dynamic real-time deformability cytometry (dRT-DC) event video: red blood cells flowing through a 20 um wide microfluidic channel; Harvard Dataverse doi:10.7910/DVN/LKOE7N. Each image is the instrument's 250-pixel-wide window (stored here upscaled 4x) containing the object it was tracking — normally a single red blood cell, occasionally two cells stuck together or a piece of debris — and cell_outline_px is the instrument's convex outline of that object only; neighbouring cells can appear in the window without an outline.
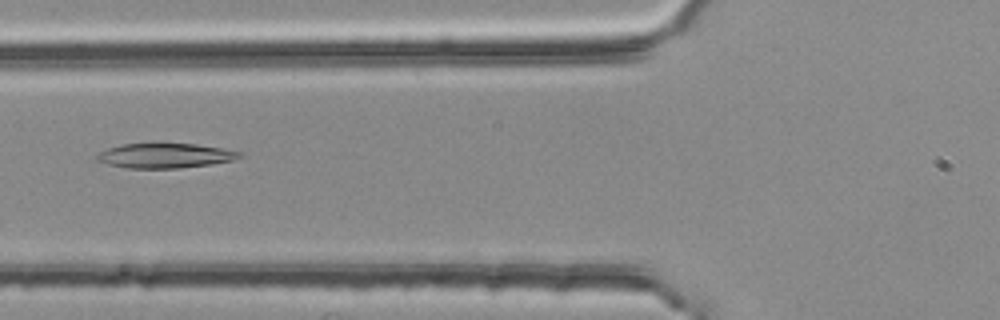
{"species": "common noctule bat (a hibernating species)", "species_latin": "Nyctalus noctula", "temperature_condition": "room temperature", "stored_images_in_passage": 50, "camera_frame_rate_fps": 3000, "um_per_image_px": 0.085, "animal": {"sex": "female", "body_mass_g": 25.1}, "frame": {"image": 1, "passage_image": 17, "time_ms": 5.333, "image_size_px": [1000, 320], "cell_outline_px": [[244, 156], [232, 160], [212, 164], [180, 168], [124, 168], [108, 164], [96, 160], [96, 156], [100, 152], [108, 148], [120, 144], [196, 144], [220, 148], [240, 152]], "centroid_in_image_um": [14.01, 13.24], "position_along_channel_um": 111.8, "area_um2": 20.4}}
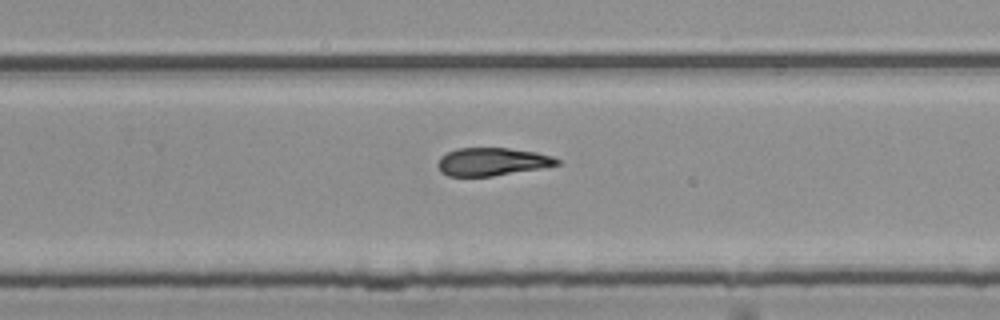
{"frame": {"image": 2, "passage_image": 31, "time_ms": 10.0, "image_size_px": [1000, 320], "cell_outline_px": [[560, 164], [540, 168], [492, 176], [448, 176], [440, 172], [436, 164], [440, 156], [456, 148], [508, 148], [536, 152], [552, 156], [560, 160]], "centroid_in_image_um": [41.79, 13.74], "position_along_channel_um": 288.0, "area_um2": 19.42}}
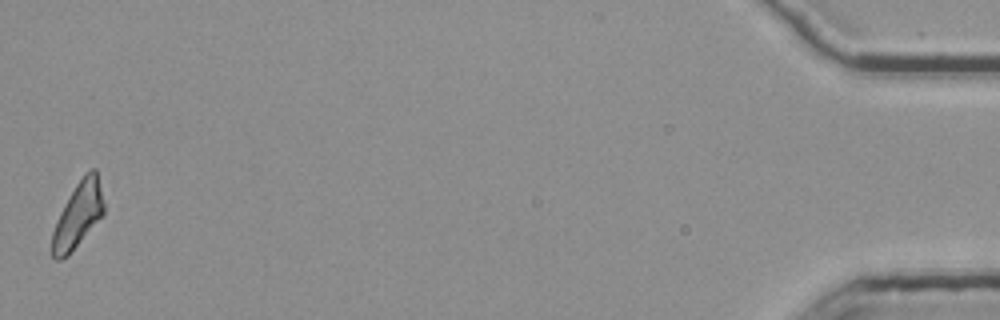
{"frame": {"image": 3, "passage_image": 50, "time_ms": 16.333, "image_size_px": [1000, 320], "cell_outline_px": [[104, 216], [68, 256], [60, 260], [56, 260], [52, 256], [52, 232], [56, 220], [60, 212], [76, 184], [84, 172], [92, 168], [96, 168], [104, 204]], "centroid_in_image_um": [6.64, 18.29], "position_along_channel_um": 428.6, "area_um2": 19.88}}